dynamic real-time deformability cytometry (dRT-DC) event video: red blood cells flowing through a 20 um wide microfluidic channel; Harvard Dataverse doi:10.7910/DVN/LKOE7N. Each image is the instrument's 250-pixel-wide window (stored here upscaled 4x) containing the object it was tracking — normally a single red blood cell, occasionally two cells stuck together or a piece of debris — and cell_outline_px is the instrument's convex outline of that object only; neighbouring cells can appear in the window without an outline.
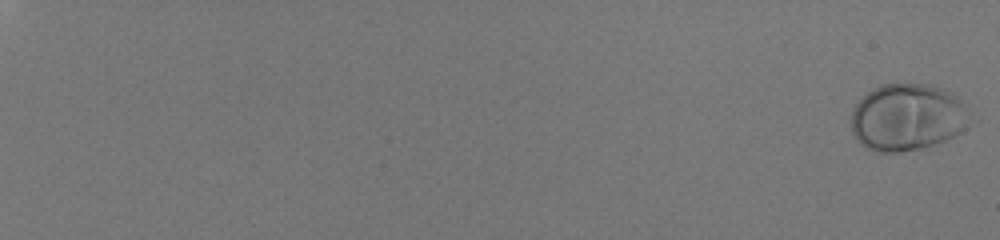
{"species": "human", "species_latin": "Homo sapiens", "temperature_condition": "room temperature", "stored_images_in_passage": 58, "camera_frame_rate_fps": 3000, "um_per_image_px": 0.085, "donor": {"sex": "male"}, "frame": {"image": 1, "passage_image": 1, "time_ms": 0.0, "image_size_px": [1000, 240], "cell_outline_px": [[964, 128], [960, 132], [944, 140], [920, 148], [900, 152], [876, 152], [860, 144], [856, 140], [852, 132], [852, 112], [856, 104], [872, 88], [880, 84], [928, 84], [952, 92], [956, 96], [964, 108]], "centroid_in_image_um": [77.02, 9.96], "position_along_channel_um": 8.0, "area_um2": 45.43}}
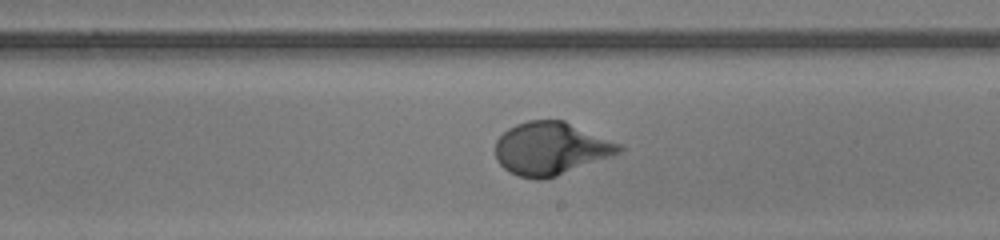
{"frame": {"image": 2, "passage_image": 40, "time_ms": 13.0, "image_size_px": [1000, 240], "cell_outline_px": [[624, 148], [620, 152], [612, 156], [556, 176], [544, 180], [536, 180], [520, 176], [504, 168], [496, 160], [496, 140], [508, 128], [516, 124], [528, 120], [564, 120], [624, 144]], "centroid_in_image_um": [46.86, 12.61], "position_along_channel_um": 242.1, "area_um2": 38.26}}
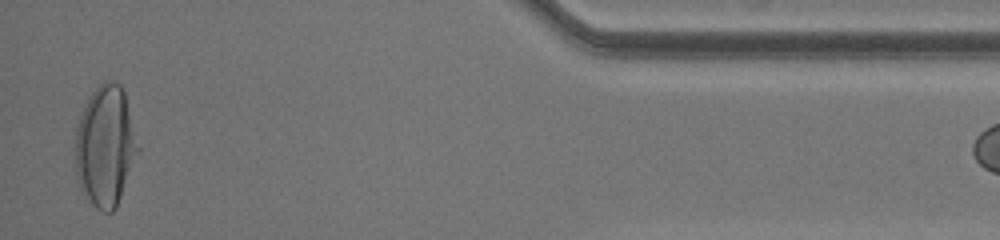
{"frame": {"image": 3, "passage_image": 57, "time_ms": 18.667, "image_size_px": [1000, 240], "cell_outline_px": [[140, 148], [116, 208], [112, 212], [100, 212], [84, 196], [80, 188], [76, 176], [76, 128], [80, 112], [88, 96], [104, 80], [108, 80], [120, 84], [124, 88]], "centroid_in_image_um": [8.96, 12.4], "position_along_channel_um": 426.2, "area_um2": 44.51}}